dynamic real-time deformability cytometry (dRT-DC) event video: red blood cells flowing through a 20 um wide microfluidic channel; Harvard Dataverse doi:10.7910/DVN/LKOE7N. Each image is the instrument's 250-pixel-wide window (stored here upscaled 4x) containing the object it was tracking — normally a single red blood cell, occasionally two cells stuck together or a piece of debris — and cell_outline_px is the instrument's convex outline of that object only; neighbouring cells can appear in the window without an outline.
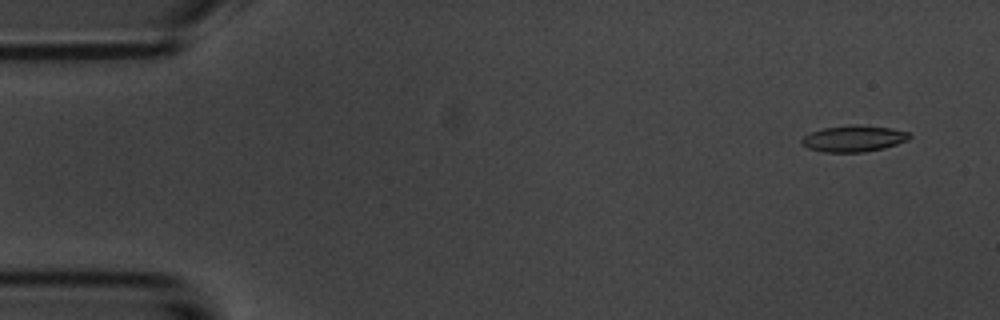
{"species": "common noctule bat (a hibernating species)", "species_latin": "Nyctalus noctula", "temperature_condition": "room temperature", "stored_images_in_passage": 4, "camera_frame_rate_fps": 3000, "um_per_image_px": 0.085, "animal": {"sex": "male", "body_mass_g": 20.1, "forearm_length_mm": 53.5}, "frame": {"image": 1, "passage_image": 1, "time_ms": 0.0, "image_size_px": [1000, 320], "cell_outline_px": [[912, 136], [908, 140], [884, 148], [864, 152], [824, 152], [808, 148], [800, 140], [804, 136], [812, 132], [824, 128], [848, 124], [856, 124], [892, 128], [908, 132]], "centroid_in_image_um": [72.59, 11.77], "position_along_channel_um": 12.4, "area_um2": 16.53}}